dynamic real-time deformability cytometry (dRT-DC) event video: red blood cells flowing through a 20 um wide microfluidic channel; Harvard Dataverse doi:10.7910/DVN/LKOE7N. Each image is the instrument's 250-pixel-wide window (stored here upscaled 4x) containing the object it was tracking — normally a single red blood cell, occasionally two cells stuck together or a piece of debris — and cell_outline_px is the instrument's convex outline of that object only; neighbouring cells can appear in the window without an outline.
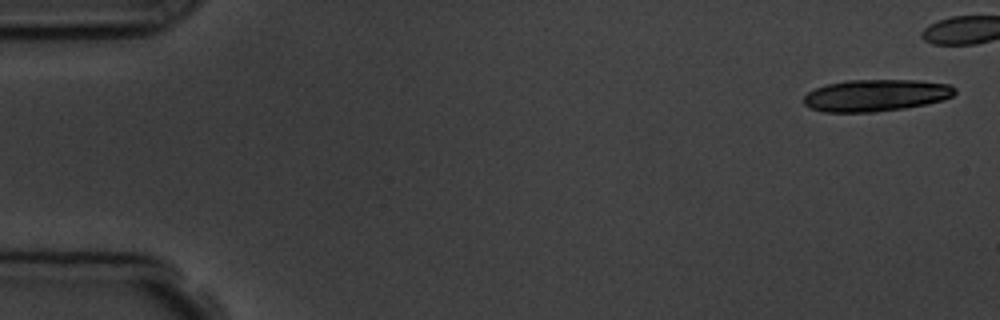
{"species": "common noctule bat (a hibernating species)", "species_latin": "Nyctalus noctula", "temperature_condition": "room temperature", "stored_images_in_passage": 7, "camera_frame_rate_fps": 3000, "um_per_image_px": 0.085, "animal": {"sex": "male", "body_mass_g": 19.5, "forearm_length_mm": 54.6}, "frame": {"image": 1, "passage_image": 1, "time_ms": 0.0, "image_size_px": [1000, 320], "cell_outline_px": [[956, 92], [952, 96], [944, 100], [904, 108], [876, 112], [824, 112], [808, 108], [804, 104], [804, 96], [808, 92], [816, 88], [828, 84], [848, 80], [916, 80], [948, 84], [956, 88]], "centroid_in_image_um": [74.44, 8.11], "position_along_channel_um": 10.6, "area_um2": 28.09}}